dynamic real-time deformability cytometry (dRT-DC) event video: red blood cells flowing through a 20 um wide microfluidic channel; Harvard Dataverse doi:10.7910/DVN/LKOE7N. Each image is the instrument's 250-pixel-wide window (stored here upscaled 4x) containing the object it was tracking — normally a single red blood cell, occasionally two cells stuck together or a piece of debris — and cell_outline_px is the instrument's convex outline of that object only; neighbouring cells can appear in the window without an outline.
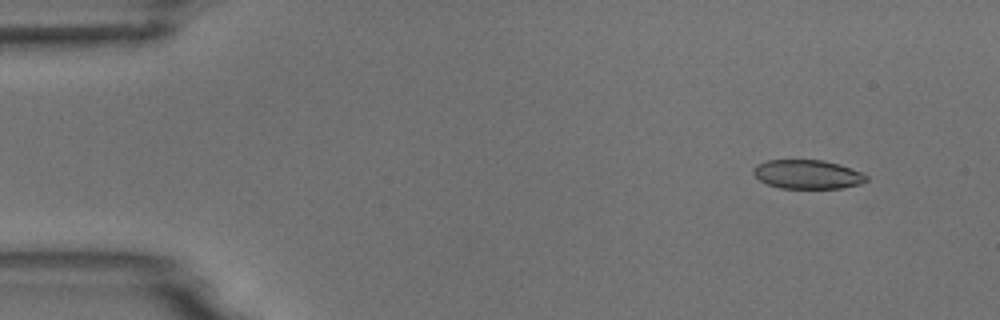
{"species": "common noctule bat (a hibernating species)", "species_latin": "Nyctalus noctula", "temperature_condition": "room temperature", "stored_images_in_passage": 5, "camera_frame_rate_fps": 3000, "um_per_image_px": 0.085, "animal": {"sex": "male", "body_mass_g": 18.8}, "frame": {"image": 1, "passage_image": 2, "time_ms": 1.0, "image_size_px": [1000, 320], "cell_outline_px": [[868, 180], [860, 184], [840, 188], [780, 188], [768, 184], [760, 180], [752, 172], [752, 168], [756, 164], [768, 160], [824, 160], [840, 164], [860, 172], [868, 176]], "centroid_in_image_um": [68.63, 14.81], "position_along_channel_um": 16.4, "area_um2": 19.07}}
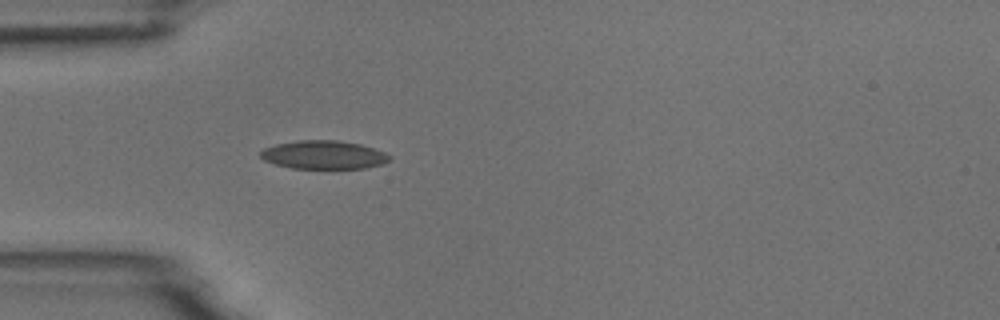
{"frame": {"image": 2, "passage_image": 5, "time_ms": 4.667, "image_size_px": [1000, 320], "cell_outline_px": [[392, 160], [384, 164], [364, 168], [292, 168], [276, 164], [264, 160], [260, 156], [260, 152], [264, 148], [276, 144], [300, 140], [336, 140], [360, 144], [376, 148], [392, 156]], "centroid_in_image_um": [27.57, 13.16], "position_along_channel_um": 57.4, "area_um2": 21.44}}